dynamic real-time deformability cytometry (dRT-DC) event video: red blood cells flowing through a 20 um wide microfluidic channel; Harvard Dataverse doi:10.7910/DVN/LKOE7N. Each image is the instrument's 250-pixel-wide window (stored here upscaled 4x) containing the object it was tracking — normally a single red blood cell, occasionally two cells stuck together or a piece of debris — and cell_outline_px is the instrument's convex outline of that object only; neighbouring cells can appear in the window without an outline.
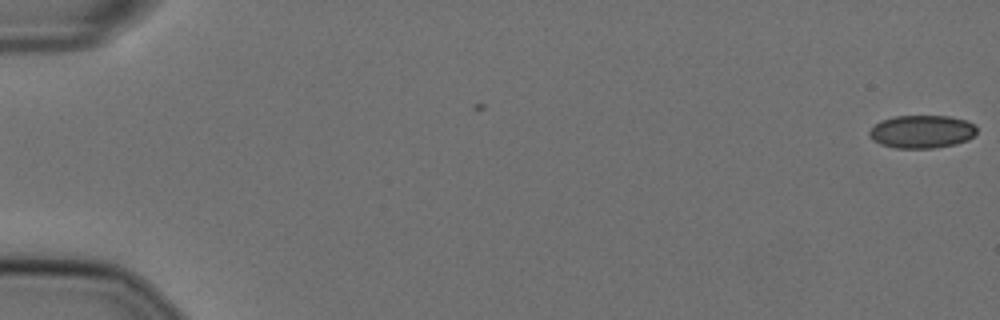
{"species": "Egyptian fruit bat (a non-hibernating species)", "species_latin": "Rousettus aegyptiacus", "temperature_condition": "cold", "stored_images_in_passage": 5, "camera_frame_rate_fps": 3000, "um_per_image_px": 0.085, "animal": {"sex": "female"}, "frame": {"image": 1, "passage_image": 5, "time_ms": 1.333, "image_size_px": [1000, 320], "cell_outline_px": [[976, 132], [968, 140], [956, 144], [932, 148], [896, 148], [880, 144], [872, 140], [868, 136], [868, 132], [880, 120], [892, 116], [948, 116], [968, 120], [976, 124]], "centroid_in_image_um": [78.35, 11.18], "position_along_channel_um": 6.7, "area_um2": 20.87}}